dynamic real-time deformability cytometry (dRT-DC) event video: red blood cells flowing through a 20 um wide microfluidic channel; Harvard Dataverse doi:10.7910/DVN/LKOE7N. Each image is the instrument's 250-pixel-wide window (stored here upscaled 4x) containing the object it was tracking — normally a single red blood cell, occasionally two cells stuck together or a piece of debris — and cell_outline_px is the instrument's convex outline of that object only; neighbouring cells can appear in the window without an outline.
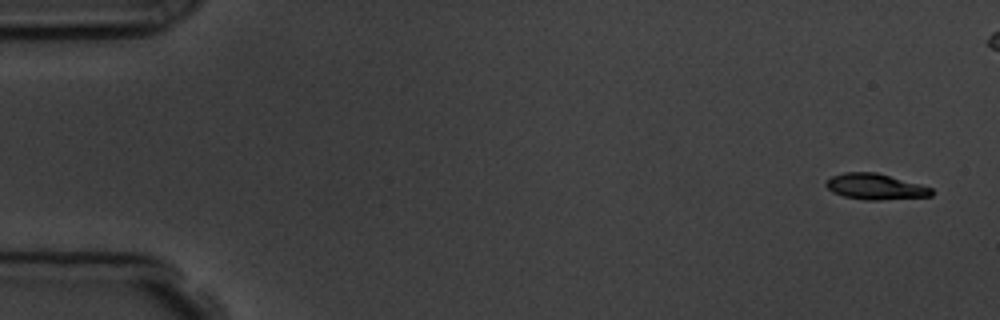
{"species": "common noctule bat (a hibernating species)", "species_latin": "Nyctalus noctula", "temperature_condition": "room temperature", "stored_images_in_passage": 6, "camera_frame_rate_fps": 3000, "um_per_image_px": 0.085, "animal": {"sex": "male", "body_mass_g": 19.5, "forearm_length_mm": 54.6}, "frame": {"image": 1, "passage_image": 1, "time_ms": 0.0, "image_size_px": [1000, 320], "cell_outline_px": [[932, 196], [880, 200], [864, 200], [844, 196], [832, 192], [824, 184], [824, 180], [832, 176], [844, 172], [876, 172], [920, 184], [932, 188]], "centroid_in_image_um": [74.37, 15.86], "position_along_channel_um": 10.6, "area_um2": 15.95}}